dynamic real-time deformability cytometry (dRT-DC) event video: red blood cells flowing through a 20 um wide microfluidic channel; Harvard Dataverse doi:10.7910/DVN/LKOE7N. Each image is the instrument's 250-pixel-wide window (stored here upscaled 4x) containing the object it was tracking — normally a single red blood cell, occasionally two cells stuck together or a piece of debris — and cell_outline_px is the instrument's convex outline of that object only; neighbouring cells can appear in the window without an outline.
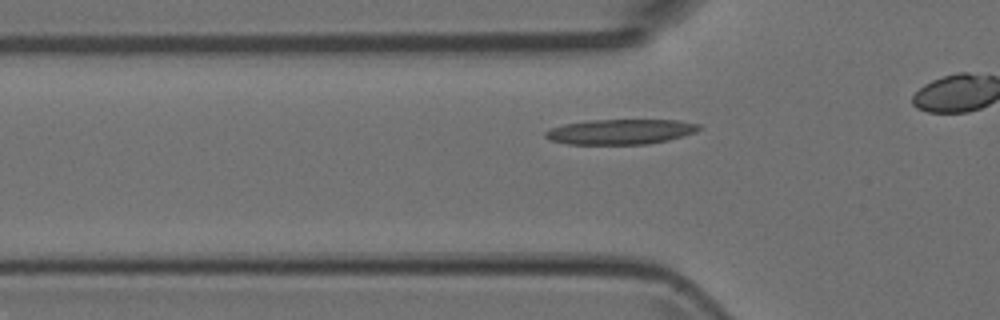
{"species": "Egyptian fruit bat (a non-hibernating species)", "species_latin": "Rousettus aegyptiacus", "temperature_condition": "room temperature", "stored_images_in_passage": 31, "camera_frame_rate_fps": 3000, "um_per_image_px": 0.085, "animal": {"sex": "female"}, "frame": {"image": 1, "passage_image": 7, "time_ms": 2.0, "image_size_px": [1000, 320], "cell_outline_px": [[700, 128], [696, 132], [668, 140], [648, 144], [568, 144], [548, 140], [544, 136], [544, 132], [552, 128], [564, 124], [588, 120], [680, 120], [700, 124]], "centroid_in_image_um": [52.73, 11.19], "position_along_channel_um": 73.1, "area_um2": 22.54}}
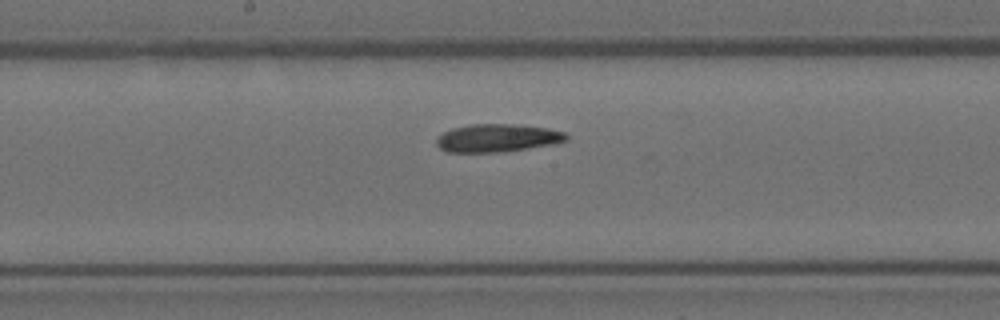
{"frame": {"image": 2, "passage_image": 17, "time_ms": 5.333, "image_size_px": [1000, 320], "cell_outline_px": [[568, 140], [528, 148], [500, 152], [448, 152], [440, 148], [436, 144], [436, 140], [444, 132], [452, 128], [472, 124], [516, 124], [548, 128], [564, 132], [568, 136]], "centroid_in_image_um": [42.26, 11.72], "position_along_channel_um": 205.9, "area_um2": 20.92}}
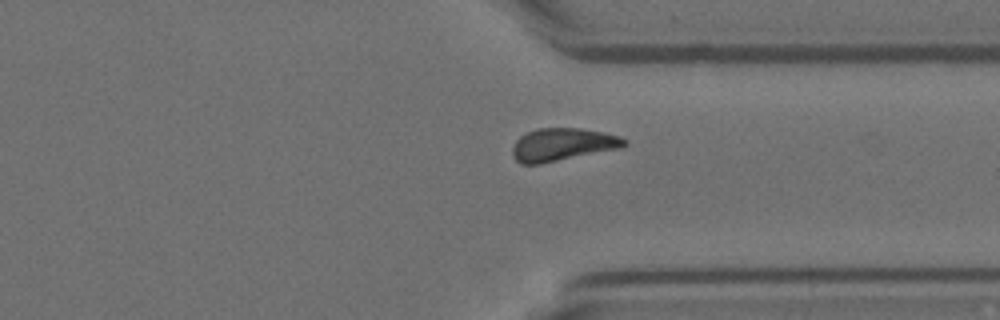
{"frame": {"image": 3, "passage_image": 29, "time_ms": 9.333, "image_size_px": [1000, 320], "cell_outline_px": [[628, 144], [620, 148], [540, 164], [520, 164], [512, 156], [512, 148], [516, 140], [520, 136], [536, 128], [580, 128], [620, 136], [628, 140]], "centroid_in_image_um": [47.8, 12.29], "position_along_channel_um": 363.6, "area_um2": 21.33}}